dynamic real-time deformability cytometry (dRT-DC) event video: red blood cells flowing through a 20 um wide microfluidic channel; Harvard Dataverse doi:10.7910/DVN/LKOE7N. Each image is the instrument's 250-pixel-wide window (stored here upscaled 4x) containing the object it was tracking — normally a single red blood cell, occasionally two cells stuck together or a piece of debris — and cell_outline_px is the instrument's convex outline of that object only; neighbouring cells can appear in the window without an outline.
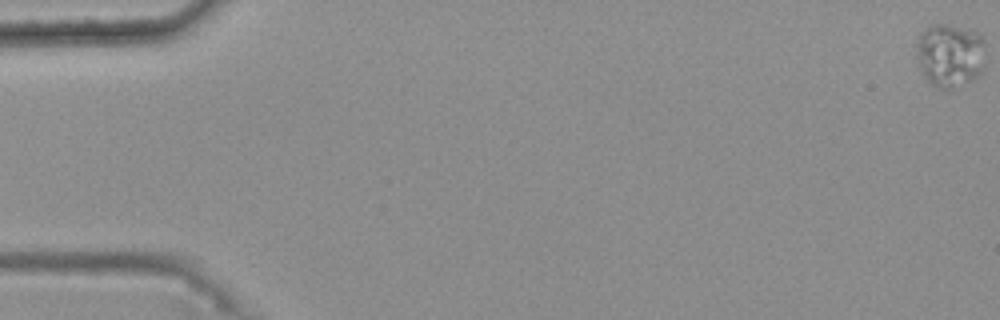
{"species": "common noctule bat (a hibernating species)", "species_latin": "Nyctalus noctula", "temperature_condition": "warm", "stored_images_in_passage": 53, "camera_frame_rate_fps": 3000, "um_per_image_px": 0.085, "animal": {"sex": "female", "body_mass_g": 25.1}, "frame": {"image": 1, "passage_image": 1, "time_ms": 0.0, "image_size_px": [1000, 320], "cell_outline_px": [[980, 76], [948, 92], [932, 84], [928, 80], [920, 68], [916, 60], [916, 52], [920, 36], [924, 28], [932, 24], [944, 24], [980, 32]], "centroid_in_image_um": [80.67, 4.72], "position_along_channel_um": 4.3, "area_um2": 25.03}}
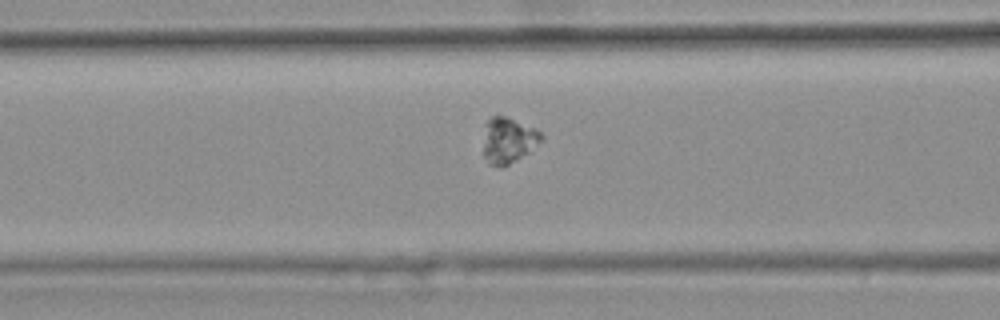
{"frame": {"image": 2, "passage_image": 24, "time_ms": 7.667, "image_size_px": [1000, 320], "cell_outline_px": [[544, 136], [528, 152], [516, 160], [500, 168], [488, 164], [484, 156], [484, 124], [492, 116], [508, 116], [536, 128]], "centroid_in_image_um": [43.17, 11.91], "position_along_channel_um": 123.4, "area_um2": 15.49}}
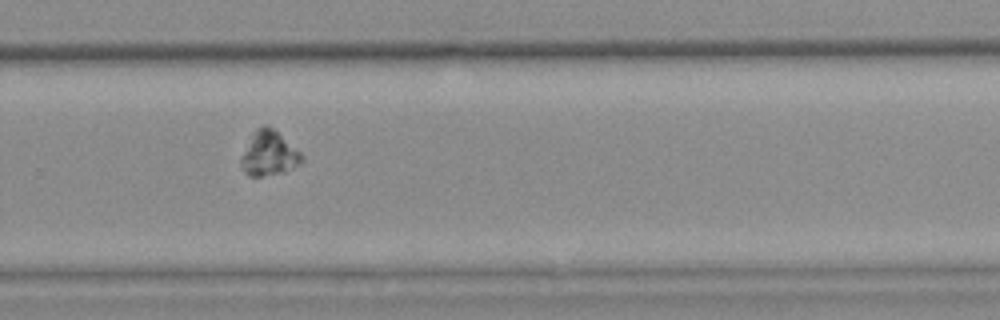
{"frame": {"image": 3, "passage_image": 39, "time_ms": 12.667, "image_size_px": [1000, 320], "cell_outline_px": [[304, 160], [292, 168], [284, 172], [260, 176], [248, 176], [240, 168], [240, 156], [252, 132], [256, 128], [264, 124], [268, 124], [300, 152], [304, 156]], "centroid_in_image_um": [22.81, 13.03], "position_along_channel_um": 307.0, "area_um2": 15.95}}